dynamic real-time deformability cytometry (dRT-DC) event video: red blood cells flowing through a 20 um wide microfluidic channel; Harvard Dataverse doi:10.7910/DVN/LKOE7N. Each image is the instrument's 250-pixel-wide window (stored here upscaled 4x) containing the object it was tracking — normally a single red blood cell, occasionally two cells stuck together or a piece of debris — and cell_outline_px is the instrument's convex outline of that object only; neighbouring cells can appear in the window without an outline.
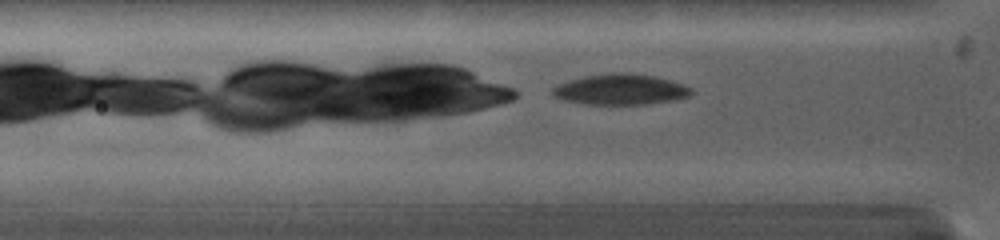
{"species": "common noctule bat (a hibernating species)", "species_latin": "Nyctalus noctula", "temperature_condition": "warm", "stored_images_in_passage": 10, "camera_frame_rate_fps": 5000, "um_per_image_px": 0.085, "animal": {"sex": "female", "body_mass_g": 19.0, "forearm_length_mm": 53.3}, "frame": {"image": 1, "passage_image": 4, "time_ms": 0.6, "image_size_px": [1000, 240], "cell_outline_px": [[692, 92], [688, 96], [676, 100], [644, 104], [584, 104], [564, 100], [552, 96], [552, 88], [568, 80], [584, 76], [612, 72], [624, 72], [656, 76], [684, 84], [692, 88]], "centroid_in_image_um": [52.74, 7.6], "position_along_channel_um": 73.1, "area_um2": 24.91}}
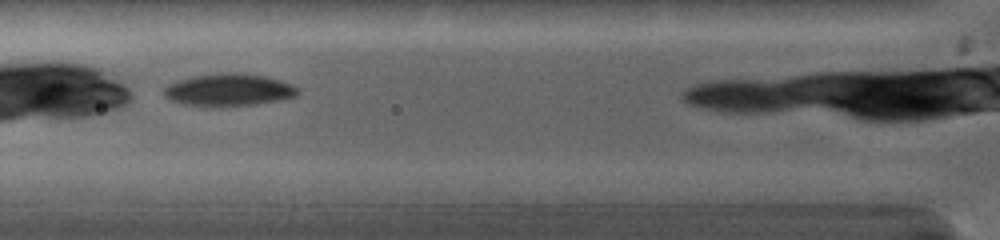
{"frame": {"image": 2, "passage_image": 7, "time_ms": 1.4, "image_size_px": [1000, 240], "cell_outline_px": [[300, 92], [296, 96], [284, 100], [256, 104], [220, 108], [212, 108], [184, 104], [172, 100], [164, 96], [164, 88], [168, 84], [192, 76], [220, 72], [236, 72], [264, 76], [280, 80], [292, 84], [300, 88]], "centroid_in_image_um": [19.48, 7.66], "position_along_channel_um": 106.3, "area_um2": 25.89}}